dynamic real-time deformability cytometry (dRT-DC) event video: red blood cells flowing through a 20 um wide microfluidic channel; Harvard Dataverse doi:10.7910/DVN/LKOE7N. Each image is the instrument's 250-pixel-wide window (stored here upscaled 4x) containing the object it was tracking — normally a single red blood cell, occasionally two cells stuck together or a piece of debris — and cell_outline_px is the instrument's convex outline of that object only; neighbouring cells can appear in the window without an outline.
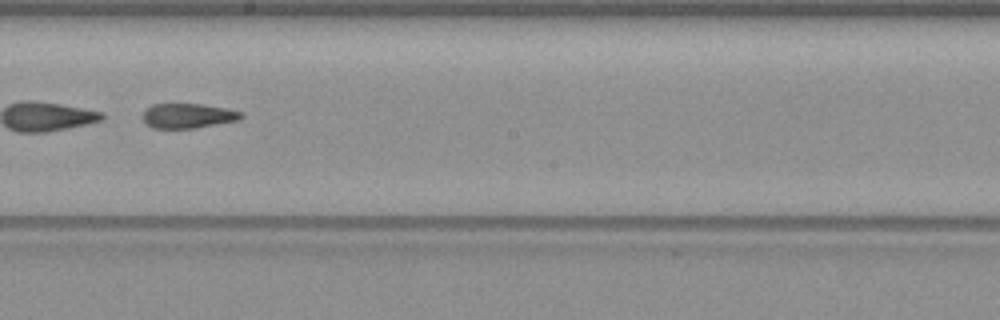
{"species": "common noctule bat (a hibernating species)", "species_latin": "Nyctalus noctula", "temperature_condition": "warm", "stored_images_in_passage": 51, "segment_of_instrument_passage": [2, 2], "camera_frame_rate_fps": 3000, "um_per_image_px": 0.085, "animal": {"sex": "female", "body_mass_g": 19.3, "forearm_length_mm": 54.1}, "frame": {"image": 1, "passage_image": 28, "time_ms": 9.0, "image_size_px": [1000, 320], "cell_outline_px": [[244, 116], [240, 120], [192, 128], [152, 128], [144, 124], [144, 112], [152, 104], [200, 104], [224, 108], [244, 112]], "centroid_in_image_um": [15.99, 9.84], "position_along_channel_um": 232.2, "area_um2": 14.1}}